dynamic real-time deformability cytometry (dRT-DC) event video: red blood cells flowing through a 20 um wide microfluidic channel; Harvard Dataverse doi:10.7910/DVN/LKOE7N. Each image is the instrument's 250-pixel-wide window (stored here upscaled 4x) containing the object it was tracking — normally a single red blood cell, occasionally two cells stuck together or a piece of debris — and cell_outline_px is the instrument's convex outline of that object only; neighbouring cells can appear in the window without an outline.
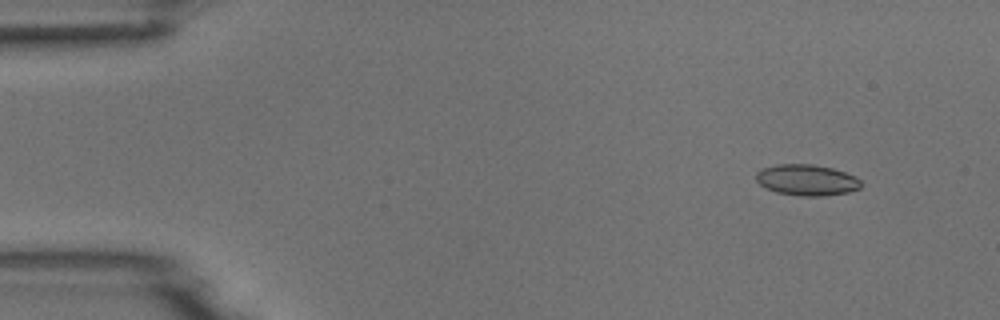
{"species": "common noctule bat (a hibernating species)", "species_latin": "Nyctalus noctula", "temperature_condition": "room temperature", "stored_images_in_passage": 5, "camera_frame_rate_fps": 3000, "um_per_image_px": 0.085, "animal": {"sex": "male", "body_mass_g": 18.8}, "frame": {"image": 1, "passage_image": 2, "time_ms": 0.333, "image_size_px": [1000, 320], "cell_outline_px": [[860, 188], [848, 192], [824, 196], [800, 196], [776, 192], [764, 188], [756, 180], [756, 172], [764, 168], [776, 164], [812, 164], [832, 168], [856, 176], [860, 180]], "centroid_in_image_um": [68.56, 15.3], "position_along_channel_um": 16.4, "area_um2": 19.02}}
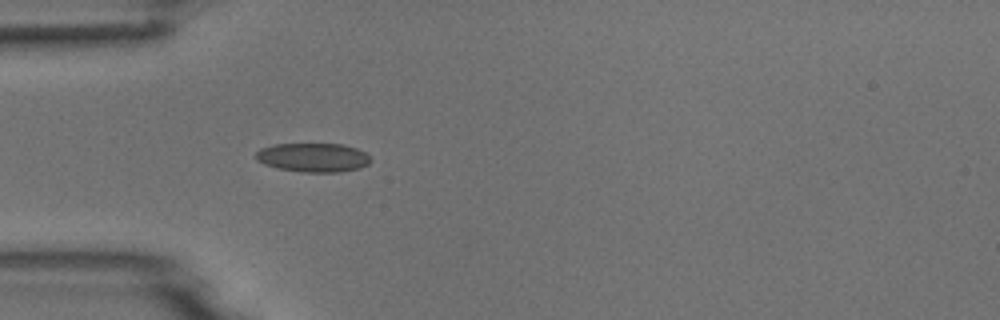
{"frame": {"image": 2, "passage_image": 5, "time_ms": 1.333, "image_size_px": [1000, 320], "cell_outline_px": [[372, 160], [368, 164], [360, 168], [340, 172], [304, 172], [276, 168], [264, 164], [256, 160], [256, 152], [260, 148], [276, 144], [344, 144], [356, 148], [364, 152]], "centroid_in_image_um": [26.61, 13.39], "position_along_channel_um": 58.4, "area_um2": 19.42}}